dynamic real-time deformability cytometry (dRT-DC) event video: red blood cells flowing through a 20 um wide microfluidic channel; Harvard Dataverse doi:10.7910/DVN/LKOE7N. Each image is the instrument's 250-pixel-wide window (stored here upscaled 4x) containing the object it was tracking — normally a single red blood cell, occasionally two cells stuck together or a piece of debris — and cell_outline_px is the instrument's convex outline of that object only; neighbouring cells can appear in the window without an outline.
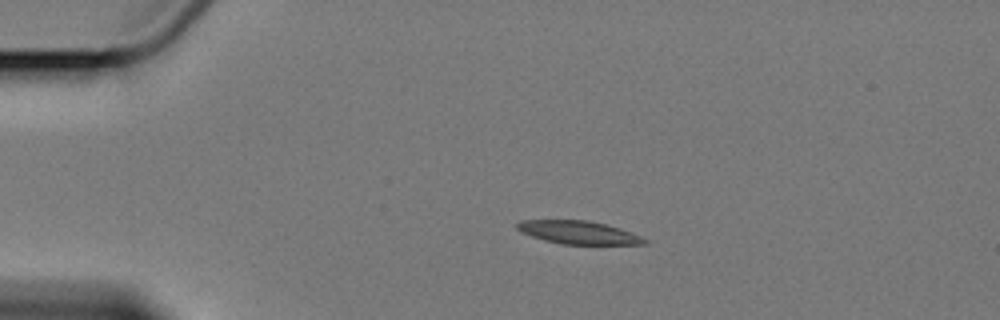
{"species": "Egyptian fruit bat (a non-hibernating species)", "species_latin": "Rousettus aegyptiacus", "temperature_condition": "cold", "stored_images_in_passage": 5, "camera_frame_rate_fps": 3000, "um_per_image_px": 0.085, "animal": {"sex": "female"}, "frame": {"image": 1, "passage_image": 3, "time_ms": 2.333, "image_size_px": [1000, 320], "cell_outline_px": [[648, 244], [560, 244], [544, 240], [520, 232], [516, 228], [516, 224], [520, 220], [588, 220], [620, 228], [632, 232], [648, 240]], "centroid_in_image_um": [49.16, 19.76], "position_along_channel_um": 35.8, "area_um2": 17.17}}